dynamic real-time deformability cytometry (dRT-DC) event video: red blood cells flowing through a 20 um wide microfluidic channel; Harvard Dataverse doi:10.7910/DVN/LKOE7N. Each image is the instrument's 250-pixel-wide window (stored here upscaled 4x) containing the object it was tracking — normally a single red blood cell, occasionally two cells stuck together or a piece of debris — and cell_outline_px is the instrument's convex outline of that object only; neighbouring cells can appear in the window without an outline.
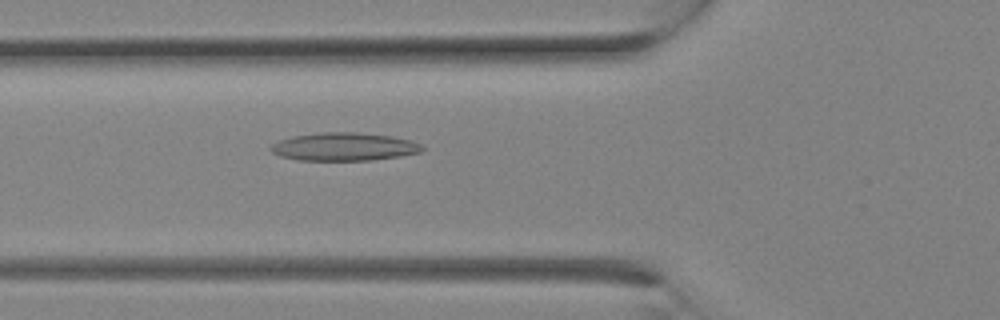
{"species": "Egyptian fruit bat (a non-hibernating species)", "species_latin": "Rousettus aegyptiacus", "temperature_condition": "room temperature", "stored_images_in_passage": 2, "camera_frame_rate_fps": 3000, "um_per_image_px": 0.085, "animal": {"sex": "female"}, "frame": {"image": 1, "passage_image": 2, "time_ms": 0.333, "image_size_px": [1000, 320], "cell_outline_px": [[424, 148], [420, 152], [400, 156], [372, 160], [296, 160], [280, 156], [272, 152], [268, 148], [272, 144], [280, 140], [292, 136], [320, 132], [360, 132], [392, 136], [408, 140], [420, 144]], "centroid_in_image_um": [29.21, 12.47], "position_along_channel_um": 96.6, "area_um2": 24.8}}